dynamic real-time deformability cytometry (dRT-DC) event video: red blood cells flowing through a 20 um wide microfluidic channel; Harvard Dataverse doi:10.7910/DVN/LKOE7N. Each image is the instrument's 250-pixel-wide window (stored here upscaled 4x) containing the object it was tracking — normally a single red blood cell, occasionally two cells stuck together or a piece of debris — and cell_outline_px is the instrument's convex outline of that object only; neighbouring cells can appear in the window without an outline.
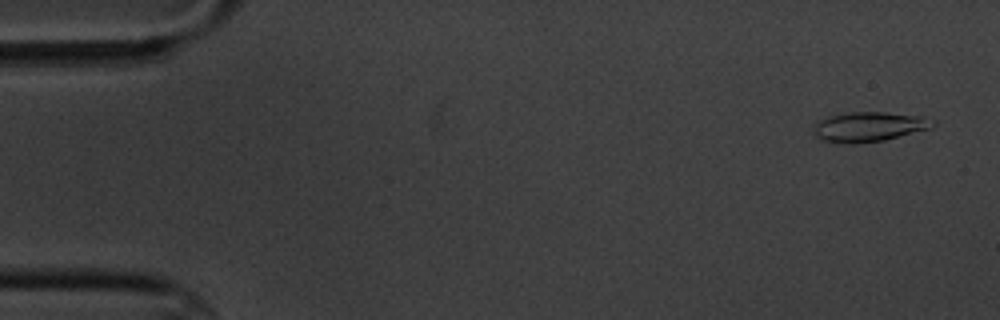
{"species": "common noctule bat (a hibernating species)", "species_latin": "Nyctalus noctula", "temperature_condition": "cold", "stored_images_in_passage": 5, "camera_frame_rate_fps": 3000, "um_per_image_px": 0.085, "animal": {"sex": "male", "body_mass_g": 20.1, "forearm_length_mm": 53.5}, "frame": {"image": 1, "passage_image": 1, "time_ms": 0.0, "image_size_px": [1000, 320], "cell_outline_px": [[936, 124], [932, 128], [884, 140], [856, 144], [848, 144], [824, 140], [816, 136], [812, 132], [816, 124], [820, 120], [828, 116], [848, 112], [884, 112], [924, 116], [936, 120]], "centroid_in_image_um": [73.91, 10.77], "position_along_channel_um": 11.1, "area_um2": 20.81}}